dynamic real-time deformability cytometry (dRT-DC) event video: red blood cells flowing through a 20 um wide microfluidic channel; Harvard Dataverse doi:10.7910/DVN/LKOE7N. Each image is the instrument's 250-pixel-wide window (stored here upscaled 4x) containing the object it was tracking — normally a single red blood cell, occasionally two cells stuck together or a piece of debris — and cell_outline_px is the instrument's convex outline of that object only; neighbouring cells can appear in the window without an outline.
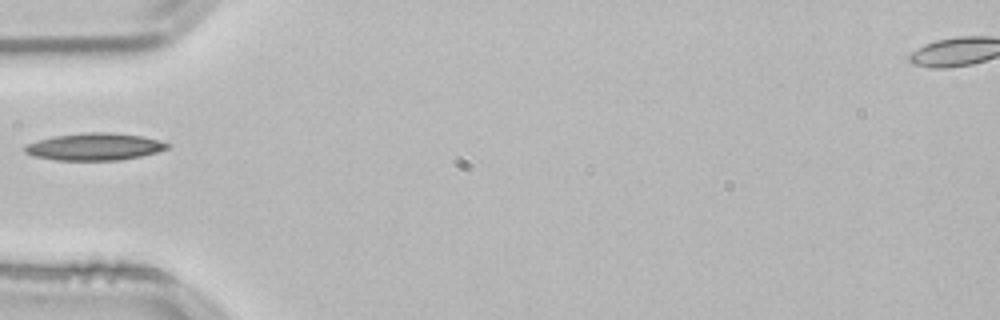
{"species": "common noctule bat (a hibernating species)", "species_latin": "Nyctalus noctula", "temperature_condition": "room temperature", "stored_images_in_passage": 37, "camera_frame_rate_fps": 3000, "um_per_image_px": 0.085, "animal": {"sex": "male", "body_mass_g": 21.5, "forearm_length_mm": 52.0}, "frame": {"image": 1, "passage_image": 1, "time_ms": 0.0, "image_size_px": [1000, 320], "cell_outline_px": [[172, 144], [168, 148], [156, 152], [140, 156], [120, 160], [56, 160], [32, 156], [24, 152], [24, 144], [52, 136], [88, 132], [108, 132], [144, 136], [160, 140]], "centroid_in_image_um": [8.02, 12.46], "position_along_channel_um": 77.0, "area_um2": 22.77}}
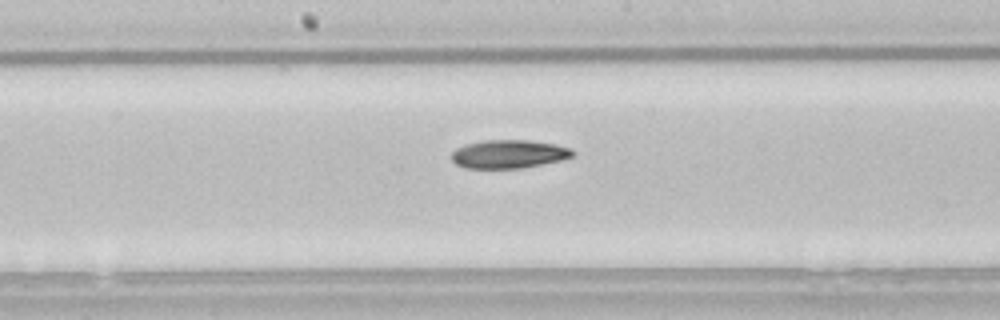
{"frame": {"image": 2, "passage_image": 11, "time_ms": 3.333, "image_size_px": [1000, 320], "cell_outline_px": [[576, 156], [560, 160], [524, 168], [464, 168], [456, 164], [452, 160], [452, 152], [456, 148], [464, 144], [484, 140], [528, 140], [556, 144], [568, 148], [576, 152]], "centroid_in_image_um": [43.25, 13.09], "position_along_channel_um": 205.0, "area_um2": 20.17}}
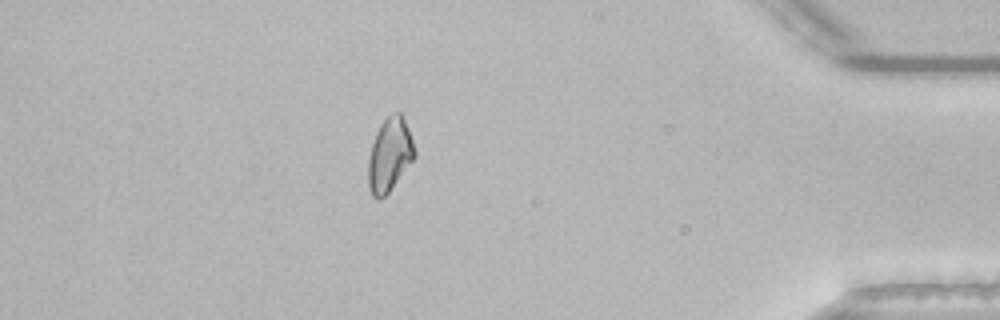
{"frame": {"image": 3, "passage_image": 30, "time_ms": 9.667, "image_size_px": [1000, 320], "cell_outline_px": [[416, 156], [388, 192], [380, 200], [376, 200], [372, 196], [368, 184], [368, 160], [372, 144], [376, 132], [380, 124], [392, 112], [400, 112], [408, 128], [416, 148]], "centroid_in_image_um": [33.12, 13.16], "position_along_channel_um": 402.1, "area_um2": 19.83}}